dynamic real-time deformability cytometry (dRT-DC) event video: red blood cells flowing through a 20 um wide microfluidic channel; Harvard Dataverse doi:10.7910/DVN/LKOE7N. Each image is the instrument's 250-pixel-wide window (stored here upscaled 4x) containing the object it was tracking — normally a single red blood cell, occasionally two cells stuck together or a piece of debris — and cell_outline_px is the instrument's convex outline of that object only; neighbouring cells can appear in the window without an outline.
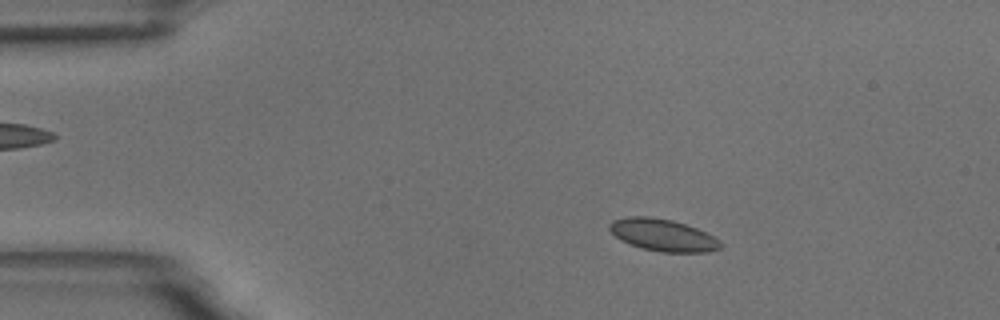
{"species": "common noctule bat (a hibernating species)", "species_latin": "Nyctalus noctula", "temperature_condition": "room temperature", "stored_images_in_passage": 59, "camera_frame_rate_fps": 3000, "um_per_image_px": 0.085, "animal": {"sex": "male", "body_mass_g": 18.8}, "frame": {"image": 1, "passage_image": 10, "time_ms": 3.0, "image_size_px": [1000, 320], "cell_outline_px": [[724, 244], [720, 248], [708, 252], [660, 252], [640, 248], [620, 240], [608, 228], [608, 224], [612, 220], [628, 216], [648, 216], [672, 220], [696, 228], [720, 240]], "centroid_in_image_um": [56.32, 19.98], "position_along_channel_um": 28.7, "area_um2": 20.81}}
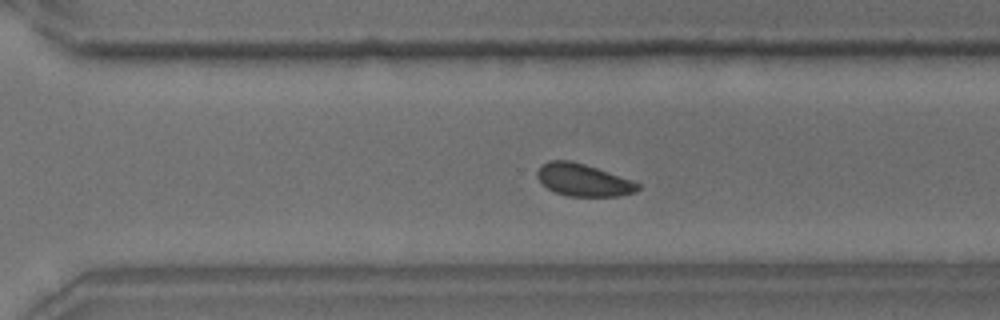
{"frame": {"image": 2, "passage_image": 41, "time_ms": 13.333, "image_size_px": [1000, 320], "cell_outline_px": [[640, 188], [636, 192], [620, 196], [568, 196], [556, 192], [548, 188], [536, 176], [536, 172], [548, 160], [572, 160], [632, 180], [640, 184]], "centroid_in_image_um": [49.6, 15.3], "position_along_channel_um": 321.0, "area_um2": 18.79}}
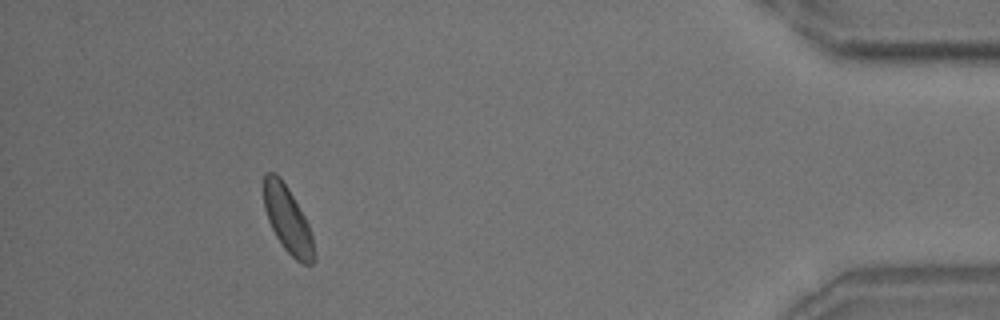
{"frame": {"image": 3, "passage_image": 54, "time_ms": 17.667, "image_size_px": [1000, 320], "cell_outline_px": [[312, 264], [304, 264], [296, 260], [284, 248], [276, 236], [268, 220], [264, 208], [264, 172], [276, 172], [280, 176], [288, 188], [304, 216], [308, 224], [312, 236]], "centroid_in_image_um": [24.4, 18.6], "position_along_channel_um": 410.8, "area_um2": 18.96}, "authors_computed_cell_mechanics": {"area_um2": 19.652, "velocity_mm_per_s": 3.3976, "shape_relaxation_time_tau1_ms": 5.5607, "shape_relaxation_time_tau2_ms": null, "deformation_change_tau1": 0.0559, "deformation_change_tau2": null}}